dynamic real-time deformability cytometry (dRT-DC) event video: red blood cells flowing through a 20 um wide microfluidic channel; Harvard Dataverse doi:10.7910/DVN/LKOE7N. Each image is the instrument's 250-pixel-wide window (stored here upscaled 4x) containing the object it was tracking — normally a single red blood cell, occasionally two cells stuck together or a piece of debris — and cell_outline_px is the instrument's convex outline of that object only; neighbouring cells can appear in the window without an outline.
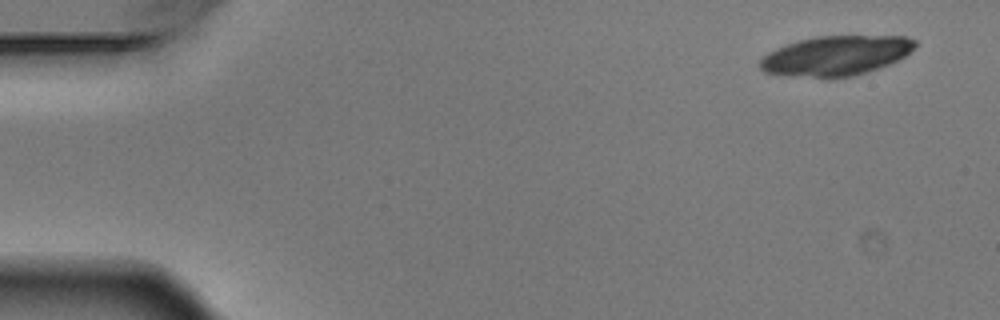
{"species": "Egyptian fruit bat (a non-hibernating species)", "species_latin": "Rousettus aegyptiacus", "temperature_condition": "warm", "stored_images_in_passage": 2, "camera_frame_rate_fps": 3000, "um_per_image_px": 0.085, "animal": {"sex": "male"}, "frame": {"image": 1, "passage_image": 1, "time_ms": 0.0, "image_size_px": [1000, 320], "cell_outline_px": [[916, 44], [904, 56], [888, 64], [852, 76], [812, 76], [764, 72], [760, 68], [760, 60], [768, 52], [784, 44], [796, 40], [816, 36], [908, 36], [916, 40]], "centroid_in_image_um": [71.04, 4.68], "position_along_channel_um": 14.0, "area_um2": 35.08}}